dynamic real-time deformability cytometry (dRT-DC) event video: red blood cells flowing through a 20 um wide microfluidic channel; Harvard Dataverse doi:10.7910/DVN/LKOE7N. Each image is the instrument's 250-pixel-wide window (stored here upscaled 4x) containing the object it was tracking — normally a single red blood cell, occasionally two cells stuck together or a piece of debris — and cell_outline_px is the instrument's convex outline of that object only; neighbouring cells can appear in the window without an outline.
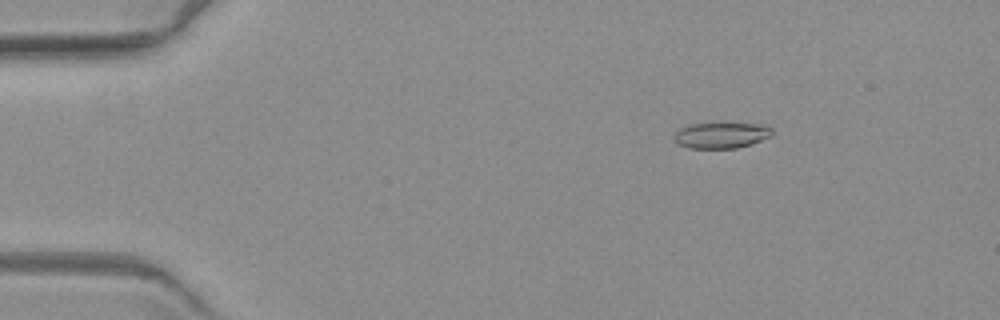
{"species": "common noctule bat (a hibernating species)", "species_latin": "Nyctalus noctula", "temperature_condition": "warm", "stored_images_in_passage": 14, "camera_frame_rate_fps": 3000, "um_per_image_px": 0.085, "animal": {"sex": "female", "body_mass_g": 19.3, "forearm_length_mm": 54.1}, "frame": {"image": 1, "passage_image": 3, "time_ms": 2.333, "image_size_px": [1000, 320], "cell_outline_px": [[772, 136], [752, 144], [736, 148], [688, 148], [676, 144], [672, 136], [680, 128], [688, 124], [724, 120], [760, 124], [772, 128]], "centroid_in_image_um": [61.29, 11.44], "position_along_channel_um": 23.7, "area_um2": 15.84}}
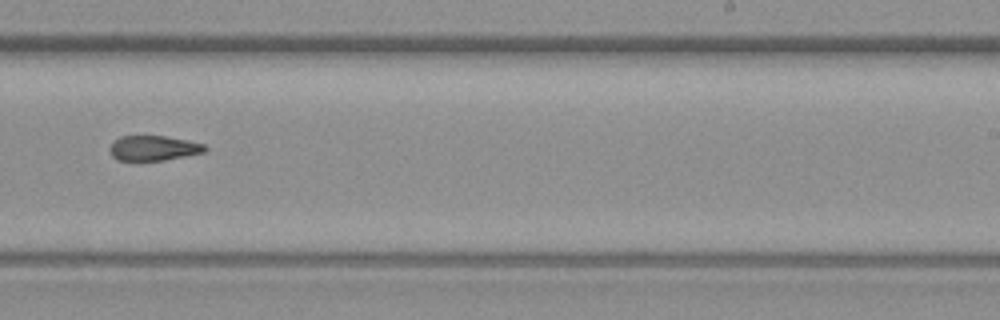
{"frame": {"image": 2, "passage_image": 10, "time_ms": 11.667, "image_size_px": [1000, 320], "cell_outline_px": [[208, 148], [204, 152], [164, 160], [116, 160], [112, 156], [108, 148], [112, 140], [120, 136], [164, 136], [188, 140], [204, 144]], "centroid_in_image_um": [13.0, 12.58], "position_along_channel_um": 276.0, "area_um2": 13.93}}
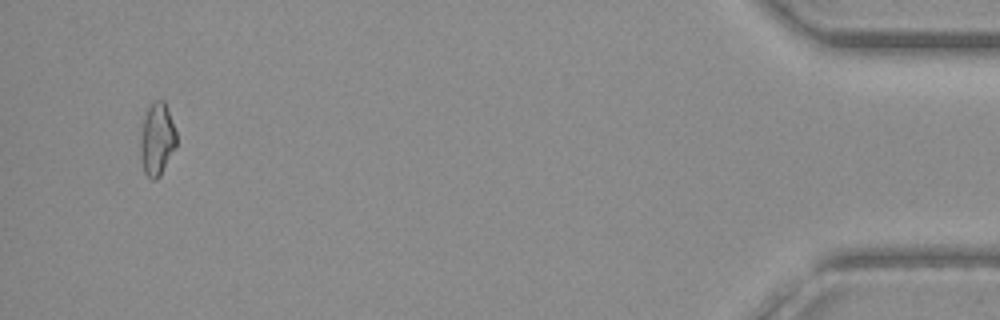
{"frame": {"image": 3, "passage_image": 14, "time_ms": 18.0, "image_size_px": [1000, 320], "cell_outline_px": [[176, 144], [160, 176], [156, 180], [152, 180], [144, 172], [140, 156], [140, 140], [144, 116], [148, 108], [156, 100], [164, 100], [176, 132]], "centroid_in_image_um": [13.33, 11.85], "position_along_channel_um": 421.9, "area_um2": 14.97}, "authors_computed_cell_mechanics": {"area_um2": 14.9702, "velocity_mm_per_s": 3.5967, "shape_relaxation_time_tau1_ms": null, "shape_relaxation_time_tau2_ms": 2.1741, "deformation_change_tau1": null, "deformation_change_tau2": 0.0921}}